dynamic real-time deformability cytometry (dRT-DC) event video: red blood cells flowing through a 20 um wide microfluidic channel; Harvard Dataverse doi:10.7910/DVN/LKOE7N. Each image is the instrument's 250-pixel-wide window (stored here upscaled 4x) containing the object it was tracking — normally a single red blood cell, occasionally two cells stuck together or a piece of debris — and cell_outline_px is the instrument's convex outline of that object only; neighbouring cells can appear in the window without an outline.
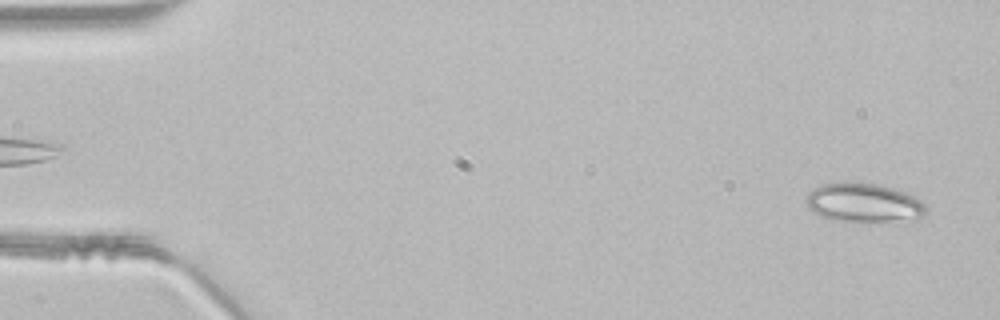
{"species": "common noctule bat (a hibernating species)", "species_latin": "Nyctalus noctula", "temperature_condition": "room temperature", "stored_images_in_passage": 47, "segment_of_instrument_passage": [1, 2], "camera_frame_rate_fps": 3000, "um_per_image_px": 0.085, "animal": {"sex": "male", "body_mass_g": 21.5, "forearm_length_mm": 52.0}, "frame": {"image": 1, "passage_image": 2, "time_ms": 0.333, "image_size_px": [1000, 320], "cell_outline_px": [[928, 212], [920, 220], [836, 220], [820, 216], [812, 212], [808, 208], [804, 200], [808, 192], [812, 188], [820, 184], [856, 180], [860, 180], [880, 184], [916, 196], [928, 208]], "centroid_in_image_um": [73.41, 17.19], "position_along_channel_um": 11.6, "area_um2": 27.86}}
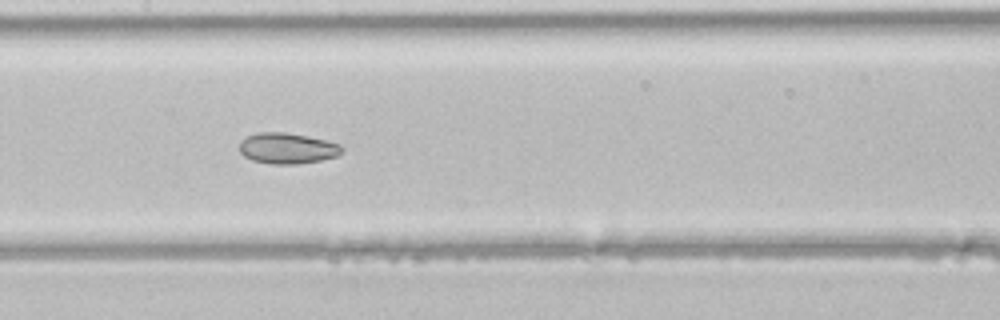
{"frame": {"image": 2, "passage_image": 23, "time_ms": 7.333, "image_size_px": [1000, 320], "cell_outline_px": [[344, 148], [336, 156], [320, 160], [296, 164], [272, 164], [252, 160], [244, 156], [240, 152], [240, 140], [256, 132], [284, 132], [308, 136], [340, 144]], "centroid_in_image_um": [24.39, 12.6], "position_along_channel_um": 183.0, "area_um2": 18.32}}
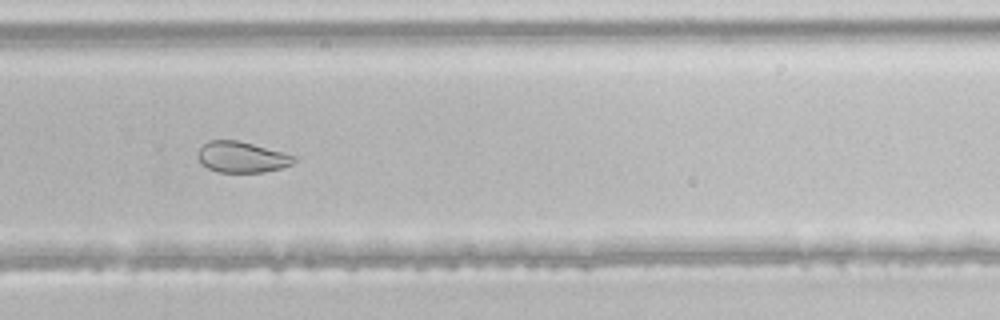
{"frame": {"image": 3, "passage_image": 32, "time_ms": 10.333, "image_size_px": [1000, 320], "cell_outline_px": [[296, 160], [292, 164], [280, 168], [264, 172], [220, 172], [208, 168], [200, 164], [196, 156], [196, 152], [208, 140], [236, 140], [284, 152], [296, 156]], "centroid_in_image_um": [20.52, 13.35], "position_along_channel_um": 309.3, "area_um2": 17.4}}